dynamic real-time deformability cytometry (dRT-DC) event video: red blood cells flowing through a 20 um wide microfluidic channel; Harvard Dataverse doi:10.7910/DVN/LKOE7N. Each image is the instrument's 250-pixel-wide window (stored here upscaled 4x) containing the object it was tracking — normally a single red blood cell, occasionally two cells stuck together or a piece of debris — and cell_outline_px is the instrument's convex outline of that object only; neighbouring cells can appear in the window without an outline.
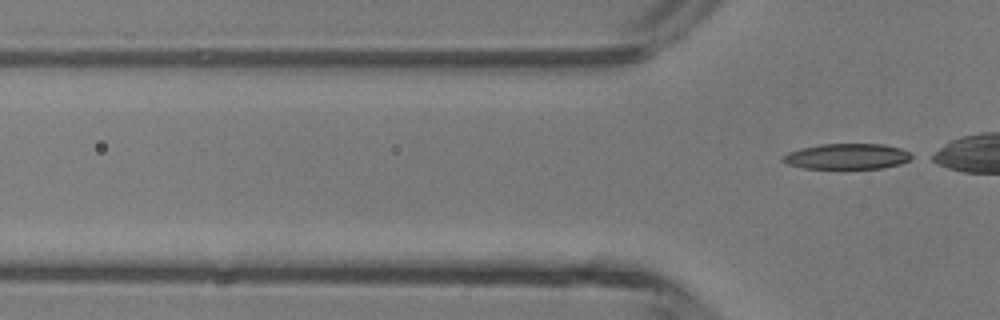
{"species": "common noctule bat (a hibernating species)", "species_latin": "Nyctalus noctula", "temperature_condition": "room temperature", "stored_images_in_passage": 3, "camera_frame_rate_fps": 3000, "um_per_image_px": 0.085, "animal": {"sex": "male", "body_mass_g": 13.3}, "frame": {"image": 1, "passage_image": 3, "time_ms": 0.667, "image_size_px": [1000, 320], "cell_outline_px": [[916, 156], [900, 164], [884, 168], [804, 168], [788, 164], [780, 160], [780, 156], [788, 152], [800, 148], [820, 144], [884, 144], [900, 148]], "centroid_in_image_um": [71.98, 13.29], "position_along_channel_um": 53.8, "area_um2": 19.31}}